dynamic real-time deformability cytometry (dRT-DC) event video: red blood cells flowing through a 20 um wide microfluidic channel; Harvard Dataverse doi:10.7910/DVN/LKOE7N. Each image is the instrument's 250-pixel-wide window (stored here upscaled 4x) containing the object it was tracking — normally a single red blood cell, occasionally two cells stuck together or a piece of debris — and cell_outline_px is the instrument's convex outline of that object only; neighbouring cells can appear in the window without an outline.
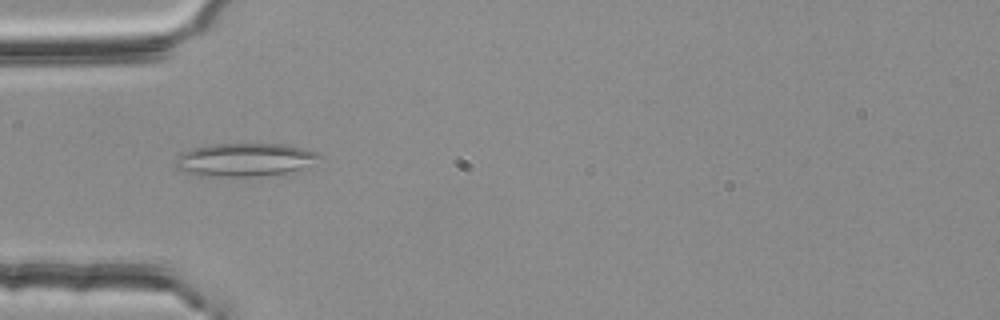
{"species": "common noctule bat (a hibernating species)", "species_latin": "Nyctalus noctula", "temperature_condition": "room temperature", "stored_images_in_passage": 3, "camera_frame_rate_fps": 3000, "um_per_image_px": 0.085, "animal": {"sex": "female", "body_mass_g": 25.1}, "frame": {"image": 1, "passage_image": 3, "time_ms": 0.667, "image_size_px": [1000, 320], "cell_outline_px": [[324, 156], [296, 168], [284, 172], [252, 176], [200, 176], [184, 172], [176, 168], [172, 164], [184, 152], [192, 148], [208, 144], [284, 144], [320, 152]], "centroid_in_image_um": [20.7, 13.56], "position_along_channel_um": 64.3, "area_um2": 27.34}}